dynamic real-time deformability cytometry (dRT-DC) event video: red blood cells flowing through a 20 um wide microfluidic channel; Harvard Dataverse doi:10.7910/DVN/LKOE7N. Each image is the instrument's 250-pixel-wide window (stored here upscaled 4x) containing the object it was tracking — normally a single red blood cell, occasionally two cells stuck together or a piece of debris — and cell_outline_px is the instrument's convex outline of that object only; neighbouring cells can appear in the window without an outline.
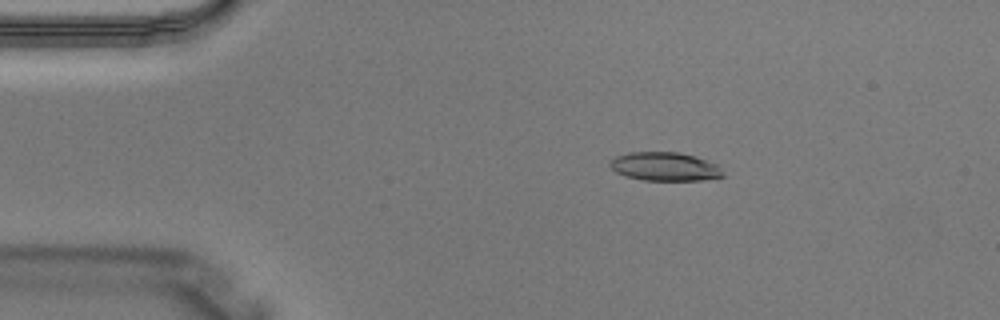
{"species": "Egyptian fruit bat (a non-hibernating species)", "species_latin": "Rousettus aegyptiacus", "temperature_condition": "warm", "stored_images_in_passage": 3, "camera_frame_rate_fps": 3000, "um_per_image_px": 0.085, "animal": {"sex": "male"}, "frame": {"image": 1, "passage_image": 2, "time_ms": 0.333, "image_size_px": [1000, 320], "cell_outline_px": [[724, 176], [704, 180], [644, 180], [628, 176], [616, 172], [608, 164], [616, 156], [628, 152], [680, 152], [696, 156], [720, 164], [724, 172]], "centroid_in_image_um": [56.58, 14.15], "position_along_channel_um": 28.4, "area_um2": 19.02}}